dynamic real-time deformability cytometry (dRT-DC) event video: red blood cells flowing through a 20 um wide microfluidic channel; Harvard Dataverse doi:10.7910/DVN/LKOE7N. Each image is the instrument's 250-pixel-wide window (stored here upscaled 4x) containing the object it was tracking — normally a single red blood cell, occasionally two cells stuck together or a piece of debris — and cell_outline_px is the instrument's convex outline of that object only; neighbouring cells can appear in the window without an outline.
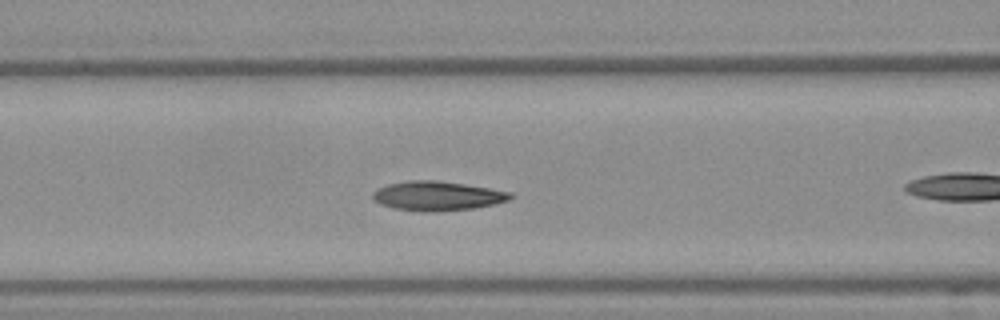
{"species": "Egyptian fruit bat (a non-hibernating species)", "species_latin": "Rousettus aegyptiacus", "temperature_condition": "warm", "stored_images_in_passage": 35, "camera_frame_rate_fps": 3000, "um_per_image_px": 0.085, "frame": {"image": 1, "passage_image": 7, "time_ms": 2.0, "image_size_px": [1000, 320], "cell_outline_px": [[516, 196], [508, 200], [492, 204], [472, 208], [436, 212], [420, 212], [396, 208], [384, 204], [376, 200], [372, 196], [372, 192], [376, 188], [388, 184], [408, 180], [436, 180], [464, 184], [512, 192]], "centroid_in_image_um": [37.18, 16.64], "position_along_channel_um": 129.4, "area_um2": 23.41}}
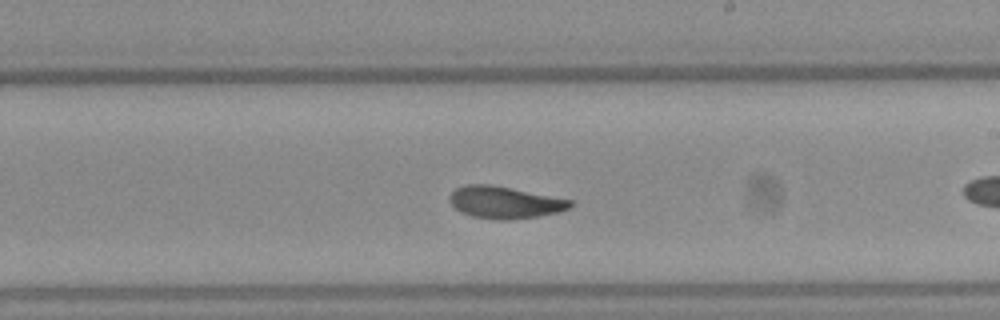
{"frame": {"image": 2, "passage_image": 15, "time_ms": 4.667, "image_size_px": [1000, 320], "cell_outline_px": [[572, 204], [568, 208], [560, 212], [536, 216], [508, 220], [500, 220], [472, 216], [460, 212], [452, 204], [448, 196], [456, 188], [464, 184], [488, 184], [572, 200]], "centroid_in_image_um": [42.86, 17.2], "position_along_channel_um": 246.1, "area_um2": 22.2}}
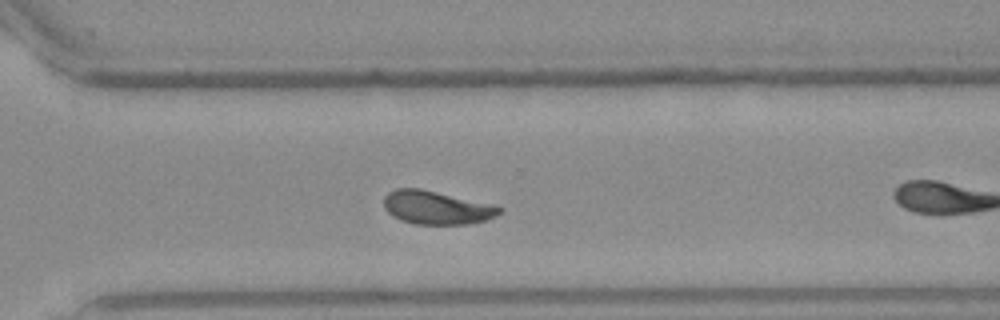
{"frame": {"image": 3, "passage_image": 21, "time_ms": 6.667, "image_size_px": [1000, 320], "cell_outline_px": [[504, 208], [496, 216], [488, 220], [468, 224], [416, 224], [400, 220], [392, 216], [384, 208], [384, 196], [388, 192], [396, 188], [420, 188], [492, 204]], "centroid_in_image_um": [37.1, 17.64], "position_along_channel_um": 333.5, "area_um2": 22.6}}